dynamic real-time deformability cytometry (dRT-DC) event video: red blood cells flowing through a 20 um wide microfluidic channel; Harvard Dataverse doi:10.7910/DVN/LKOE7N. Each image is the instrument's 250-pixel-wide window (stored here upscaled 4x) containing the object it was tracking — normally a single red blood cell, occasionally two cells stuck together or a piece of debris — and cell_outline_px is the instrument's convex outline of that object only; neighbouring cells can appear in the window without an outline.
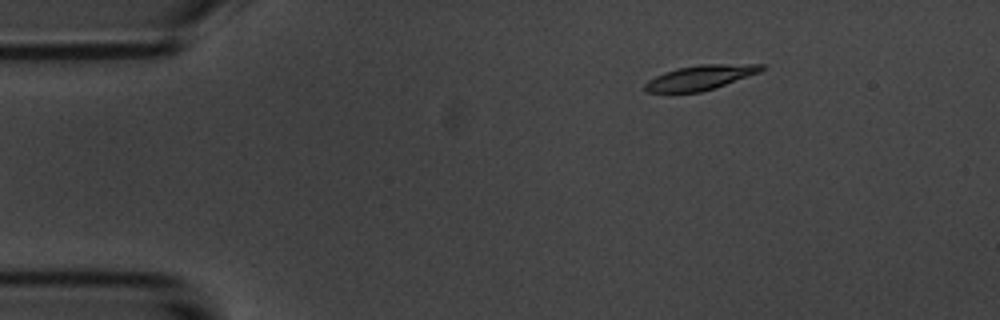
{"species": "common noctule bat (a hibernating species)", "species_latin": "Nyctalus noctula", "temperature_condition": "room temperature", "stored_images_in_passage": 5, "camera_frame_rate_fps": 3000, "um_per_image_px": 0.085, "animal": {"sex": "male", "body_mass_g": 20.1, "forearm_length_mm": 53.5}, "frame": {"image": 1, "passage_image": 3, "time_ms": 2.333, "image_size_px": [1000, 320], "cell_outline_px": [[768, 68], [760, 72], [700, 92], [648, 92], [644, 88], [644, 84], [648, 80], [664, 72], [676, 68], [700, 64], [764, 64]], "centroid_in_image_um": [59.53, 6.57], "position_along_channel_um": 25.5, "area_um2": 16.59}}